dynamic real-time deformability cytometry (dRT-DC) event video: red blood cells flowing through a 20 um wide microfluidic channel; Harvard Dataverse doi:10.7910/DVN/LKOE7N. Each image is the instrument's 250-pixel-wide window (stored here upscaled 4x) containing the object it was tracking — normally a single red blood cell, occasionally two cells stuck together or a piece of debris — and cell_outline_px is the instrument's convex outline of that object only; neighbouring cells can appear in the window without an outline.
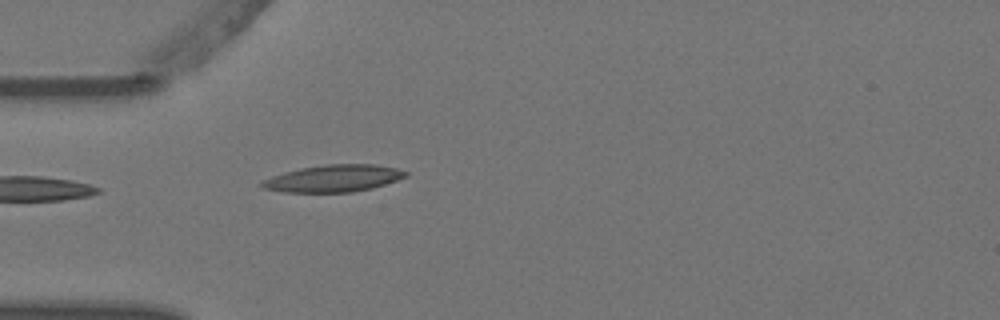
{"species": "Egyptian fruit bat (a non-hibernating species)", "species_latin": "Rousettus aegyptiacus", "temperature_condition": "warm", "stored_images_in_passage": 4, "camera_frame_rate_fps": 3000, "um_per_image_px": 0.085, "animal": {"sex": "female"}, "frame": {"image": 1, "passage_image": 4, "time_ms": 1.0, "image_size_px": [1000, 320], "cell_outline_px": [[408, 176], [372, 188], [352, 192], [284, 192], [260, 188], [260, 184], [264, 180], [272, 176], [284, 172], [300, 168], [324, 164], [376, 164], [396, 168], [408, 172]], "centroid_in_image_um": [28.34, 15.16], "position_along_channel_um": 56.7, "area_um2": 22.66}}